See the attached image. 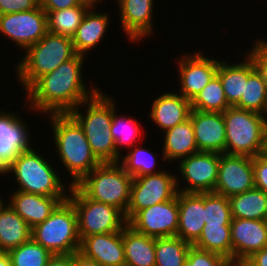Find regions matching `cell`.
I'll list each match as a JSON object with an SVG mask.
<instances>
[{"label":"cell","instance_id":"cell-48","mask_svg":"<svg viewBox=\"0 0 267 266\" xmlns=\"http://www.w3.org/2000/svg\"><path fill=\"white\" fill-rule=\"evenodd\" d=\"M261 155L264 156L267 159V131L264 137V142H263V148H262V152Z\"/></svg>","mask_w":267,"mask_h":266},{"label":"cell","instance_id":"cell-45","mask_svg":"<svg viewBox=\"0 0 267 266\" xmlns=\"http://www.w3.org/2000/svg\"><path fill=\"white\" fill-rule=\"evenodd\" d=\"M46 266H73L72 255H53Z\"/></svg>","mask_w":267,"mask_h":266},{"label":"cell","instance_id":"cell-24","mask_svg":"<svg viewBox=\"0 0 267 266\" xmlns=\"http://www.w3.org/2000/svg\"><path fill=\"white\" fill-rule=\"evenodd\" d=\"M257 67V61L250 52L242 63L228 64L226 60L219 61L216 75L220 78L230 107L240 101L241 95H244V80H247Z\"/></svg>","mask_w":267,"mask_h":266},{"label":"cell","instance_id":"cell-46","mask_svg":"<svg viewBox=\"0 0 267 266\" xmlns=\"http://www.w3.org/2000/svg\"><path fill=\"white\" fill-rule=\"evenodd\" d=\"M73 266H101L97 261L85 257L79 251L73 253Z\"/></svg>","mask_w":267,"mask_h":266},{"label":"cell","instance_id":"cell-36","mask_svg":"<svg viewBox=\"0 0 267 266\" xmlns=\"http://www.w3.org/2000/svg\"><path fill=\"white\" fill-rule=\"evenodd\" d=\"M11 266H46L53 256L33 238L7 252Z\"/></svg>","mask_w":267,"mask_h":266},{"label":"cell","instance_id":"cell-38","mask_svg":"<svg viewBox=\"0 0 267 266\" xmlns=\"http://www.w3.org/2000/svg\"><path fill=\"white\" fill-rule=\"evenodd\" d=\"M205 223L231 225L232 215L228 197L215 192H204Z\"/></svg>","mask_w":267,"mask_h":266},{"label":"cell","instance_id":"cell-27","mask_svg":"<svg viewBox=\"0 0 267 266\" xmlns=\"http://www.w3.org/2000/svg\"><path fill=\"white\" fill-rule=\"evenodd\" d=\"M125 266H155V238L135 231L128 224L122 229Z\"/></svg>","mask_w":267,"mask_h":266},{"label":"cell","instance_id":"cell-2","mask_svg":"<svg viewBox=\"0 0 267 266\" xmlns=\"http://www.w3.org/2000/svg\"><path fill=\"white\" fill-rule=\"evenodd\" d=\"M49 117L56 150L72 178L69 184L76 185L101 162L92 153L82 127L69 113H51Z\"/></svg>","mask_w":267,"mask_h":266},{"label":"cell","instance_id":"cell-6","mask_svg":"<svg viewBox=\"0 0 267 266\" xmlns=\"http://www.w3.org/2000/svg\"><path fill=\"white\" fill-rule=\"evenodd\" d=\"M32 238L53 255L79 251L78 218L72 202L62 201L43 223L32 228Z\"/></svg>","mask_w":267,"mask_h":266},{"label":"cell","instance_id":"cell-30","mask_svg":"<svg viewBox=\"0 0 267 266\" xmlns=\"http://www.w3.org/2000/svg\"><path fill=\"white\" fill-rule=\"evenodd\" d=\"M234 107L267 116V80L259 66L244 80V95Z\"/></svg>","mask_w":267,"mask_h":266},{"label":"cell","instance_id":"cell-25","mask_svg":"<svg viewBox=\"0 0 267 266\" xmlns=\"http://www.w3.org/2000/svg\"><path fill=\"white\" fill-rule=\"evenodd\" d=\"M91 7L74 36L71 38L75 52L87 58V52L91 51L103 39L110 22L108 13H101ZM86 52V53H85Z\"/></svg>","mask_w":267,"mask_h":266},{"label":"cell","instance_id":"cell-15","mask_svg":"<svg viewBox=\"0 0 267 266\" xmlns=\"http://www.w3.org/2000/svg\"><path fill=\"white\" fill-rule=\"evenodd\" d=\"M178 61L180 92L184 98L192 101L196 95L216 75L219 61L208 58L200 52L181 56Z\"/></svg>","mask_w":267,"mask_h":266},{"label":"cell","instance_id":"cell-40","mask_svg":"<svg viewBox=\"0 0 267 266\" xmlns=\"http://www.w3.org/2000/svg\"><path fill=\"white\" fill-rule=\"evenodd\" d=\"M38 6V0H0V15L28 11Z\"/></svg>","mask_w":267,"mask_h":266},{"label":"cell","instance_id":"cell-20","mask_svg":"<svg viewBox=\"0 0 267 266\" xmlns=\"http://www.w3.org/2000/svg\"><path fill=\"white\" fill-rule=\"evenodd\" d=\"M79 252L101 266H125L122 230L84 237Z\"/></svg>","mask_w":267,"mask_h":266},{"label":"cell","instance_id":"cell-7","mask_svg":"<svg viewBox=\"0 0 267 266\" xmlns=\"http://www.w3.org/2000/svg\"><path fill=\"white\" fill-rule=\"evenodd\" d=\"M132 179L119 163H101L75 186L87 198L113 205L126 214Z\"/></svg>","mask_w":267,"mask_h":266},{"label":"cell","instance_id":"cell-50","mask_svg":"<svg viewBox=\"0 0 267 266\" xmlns=\"http://www.w3.org/2000/svg\"><path fill=\"white\" fill-rule=\"evenodd\" d=\"M235 266H252L247 260H242L234 263Z\"/></svg>","mask_w":267,"mask_h":266},{"label":"cell","instance_id":"cell-33","mask_svg":"<svg viewBox=\"0 0 267 266\" xmlns=\"http://www.w3.org/2000/svg\"><path fill=\"white\" fill-rule=\"evenodd\" d=\"M191 246L177 236L155 238V266H183Z\"/></svg>","mask_w":267,"mask_h":266},{"label":"cell","instance_id":"cell-3","mask_svg":"<svg viewBox=\"0 0 267 266\" xmlns=\"http://www.w3.org/2000/svg\"><path fill=\"white\" fill-rule=\"evenodd\" d=\"M101 91L102 89H99L69 114L82 127L92 153L101 163H119L121 156L115 150V141L109 129L112 124V114L116 111L115 98H109ZM83 106H87L85 114L79 109Z\"/></svg>","mask_w":267,"mask_h":266},{"label":"cell","instance_id":"cell-41","mask_svg":"<svg viewBox=\"0 0 267 266\" xmlns=\"http://www.w3.org/2000/svg\"><path fill=\"white\" fill-rule=\"evenodd\" d=\"M255 188L267 194V159L261 154L253 157Z\"/></svg>","mask_w":267,"mask_h":266},{"label":"cell","instance_id":"cell-31","mask_svg":"<svg viewBox=\"0 0 267 266\" xmlns=\"http://www.w3.org/2000/svg\"><path fill=\"white\" fill-rule=\"evenodd\" d=\"M90 8V5L81 3L68 9L45 11L48 32L72 38Z\"/></svg>","mask_w":267,"mask_h":266},{"label":"cell","instance_id":"cell-8","mask_svg":"<svg viewBox=\"0 0 267 266\" xmlns=\"http://www.w3.org/2000/svg\"><path fill=\"white\" fill-rule=\"evenodd\" d=\"M226 145L225 153L254 157L262 152L267 131V116L229 107L223 112Z\"/></svg>","mask_w":267,"mask_h":266},{"label":"cell","instance_id":"cell-34","mask_svg":"<svg viewBox=\"0 0 267 266\" xmlns=\"http://www.w3.org/2000/svg\"><path fill=\"white\" fill-rule=\"evenodd\" d=\"M191 107L197 111L218 113H223L230 107L217 75L191 101Z\"/></svg>","mask_w":267,"mask_h":266},{"label":"cell","instance_id":"cell-44","mask_svg":"<svg viewBox=\"0 0 267 266\" xmlns=\"http://www.w3.org/2000/svg\"><path fill=\"white\" fill-rule=\"evenodd\" d=\"M252 266H267V247L254 252L246 259Z\"/></svg>","mask_w":267,"mask_h":266},{"label":"cell","instance_id":"cell-42","mask_svg":"<svg viewBox=\"0 0 267 266\" xmlns=\"http://www.w3.org/2000/svg\"><path fill=\"white\" fill-rule=\"evenodd\" d=\"M256 43L250 53L253 55L259 68L264 72L267 80V40L256 39Z\"/></svg>","mask_w":267,"mask_h":266},{"label":"cell","instance_id":"cell-18","mask_svg":"<svg viewBox=\"0 0 267 266\" xmlns=\"http://www.w3.org/2000/svg\"><path fill=\"white\" fill-rule=\"evenodd\" d=\"M199 152L225 153L226 131L223 113L192 109L190 113Z\"/></svg>","mask_w":267,"mask_h":266},{"label":"cell","instance_id":"cell-4","mask_svg":"<svg viewBox=\"0 0 267 266\" xmlns=\"http://www.w3.org/2000/svg\"><path fill=\"white\" fill-rule=\"evenodd\" d=\"M24 52L16 66V76L24 91L38 78L54 71L77 54L71 38L50 32Z\"/></svg>","mask_w":267,"mask_h":266},{"label":"cell","instance_id":"cell-13","mask_svg":"<svg viewBox=\"0 0 267 266\" xmlns=\"http://www.w3.org/2000/svg\"><path fill=\"white\" fill-rule=\"evenodd\" d=\"M178 193L166 202L138 211L127 224L135 231L154 238L173 237L178 229Z\"/></svg>","mask_w":267,"mask_h":266},{"label":"cell","instance_id":"cell-37","mask_svg":"<svg viewBox=\"0 0 267 266\" xmlns=\"http://www.w3.org/2000/svg\"><path fill=\"white\" fill-rule=\"evenodd\" d=\"M142 126L139 125V121L126 116H118L117 111L112 114V124L110 126V132L112 133L115 141V150L121 155L119 147H129L131 149L137 143L139 134H141Z\"/></svg>","mask_w":267,"mask_h":266},{"label":"cell","instance_id":"cell-12","mask_svg":"<svg viewBox=\"0 0 267 266\" xmlns=\"http://www.w3.org/2000/svg\"><path fill=\"white\" fill-rule=\"evenodd\" d=\"M220 154L215 152H198L181 159L178 163L179 172L185 183V188L177 189L184 193L213 192L219 168Z\"/></svg>","mask_w":267,"mask_h":266},{"label":"cell","instance_id":"cell-5","mask_svg":"<svg viewBox=\"0 0 267 266\" xmlns=\"http://www.w3.org/2000/svg\"><path fill=\"white\" fill-rule=\"evenodd\" d=\"M34 148L21 152L13 163L3 172L14 174L19 188L17 190L48 197H68L71 185L62 182L60 173ZM51 164V165H50ZM59 174V175H58ZM65 188H68L67 191Z\"/></svg>","mask_w":267,"mask_h":266},{"label":"cell","instance_id":"cell-19","mask_svg":"<svg viewBox=\"0 0 267 266\" xmlns=\"http://www.w3.org/2000/svg\"><path fill=\"white\" fill-rule=\"evenodd\" d=\"M123 31L134 43L153 35L154 0H116Z\"/></svg>","mask_w":267,"mask_h":266},{"label":"cell","instance_id":"cell-17","mask_svg":"<svg viewBox=\"0 0 267 266\" xmlns=\"http://www.w3.org/2000/svg\"><path fill=\"white\" fill-rule=\"evenodd\" d=\"M233 264L267 247V220L232 218Z\"/></svg>","mask_w":267,"mask_h":266},{"label":"cell","instance_id":"cell-39","mask_svg":"<svg viewBox=\"0 0 267 266\" xmlns=\"http://www.w3.org/2000/svg\"><path fill=\"white\" fill-rule=\"evenodd\" d=\"M226 257L191 246L183 266H231Z\"/></svg>","mask_w":267,"mask_h":266},{"label":"cell","instance_id":"cell-1","mask_svg":"<svg viewBox=\"0 0 267 266\" xmlns=\"http://www.w3.org/2000/svg\"><path fill=\"white\" fill-rule=\"evenodd\" d=\"M85 56L76 54L38 78L25 92L28 107L42 114L69 113L100 88L88 89L81 73ZM89 90V91H88Z\"/></svg>","mask_w":267,"mask_h":266},{"label":"cell","instance_id":"cell-47","mask_svg":"<svg viewBox=\"0 0 267 266\" xmlns=\"http://www.w3.org/2000/svg\"><path fill=\"white\" fill-rule=\"evenodd\" d=\"M0 266H11V261L7 252L0 251Z\"/></svg>","mask_w":267,"mask_h":266},{"label":"cell","instance_id":"cell-9","mask_svg":"<svg viewBox=\"0 0 267 266\" xmlns=\"http://www.w3.org/2000/svg\"><path fill=\"white\" fill-rule=\"evenodd\" d=\"M68 192V199L77 212L80 240L95 234L121 231L127 225L125 214L115 206L87 198L75 185Z\"/></svg>","mask_w":267,"mask_h":266},{"label":"cell","instance_id":"cell-49","mask_svg":"<svg viewBox=\"0 0 267 266\" xmlns=\"http://www.w3.org/2000/svg\"><path fill=\"white\" fill-rule=\"evenodd\" d=\"M101 0H81L82 3H85V4H88L90 5L91 7H96L95 4H99ZM103 1V0H102Z\"/></svg>","mask_w":267,"mask_h":266},{"label":"cell","instance_id":"cell-29","mask_svg":"<svg viewBox=\"0 0 267 266\" xmlns=\"http://www.w3.org/2000/svg\"><path fill=\"white\" fill-rule=\"evenodd\" d=\"M232 218L267 220V194L258 188L229 197Z\"/></svg>","mask_w":267,"mask_h":266},{"label":"cell","instance_id":"cell-11","mask_svg":"<svg viewBox=\"0 0 267 266\" xmlns=\"http://www.w3.org/2000/svg\"><path fill=\"white\" fill-rule=\"evenodd\" d=\"M48 32L47 14L39 5L35 9L0 15V34L26 50Z\"/></svg>","mask_w":267,"mask_h":266},{"label":"cell","instance_id":"cell-23","mask_svg":"<svg viewBox=\"0 0 267 266\" xmlns=\"http://www.w3.org/2000/svg\"><path fill=\"white\" fill-rule=\"evenodd\" d=\"M152 103L148 116L164 131L189 119L192 110L191 101L177 92H165Z\"/></svg>","mask_w":267,"mask_h":266},{"label":"cell","instance_id":"cell-26","mask_svg":"<svg viewBox=\"0 0 267 266\" xmlns=\"http://www.w3.org/2000/svg\"><path fill=\"white\" fill-rule=\"evenodd\" d=\"M163 133V161H178L199 152L190 118Z\"/></svg>","mask_w":267,"mask_h":266},{"label":"cell","instance_id":"cell-32","mask_svg":"<svg viewBox=\"0 0 267 266\" xmlns=\"http://www.w3.org/2000/svg\"><path fill=\"white\" fill-rule=\"evenodd\" d=\"M193 246L226 257L233 264V248L230 225H208L205 223L199 239Z\"/></svg>","mask_w":267,"mask_h":266},{"label":"cell","instance_id":"cell-10","mask_svg":"<svg viewBox=\"0 0 267 266\" xmlns=\"http://www.w3.org/2000/svg\"><path fill=\"white\" fill-rule=\"evenodd\" d=\"M178 193L177 175L167 170L132 179L130 201L126 210L127 222L140 210L173 199Z\"/></svg>","mask_w":267,"mask_h":266},{"label":"cell","instance_id":"cell-14","mask_svg":"<svg viewBox=\"0 0 267 266\" xmlns=\"http://www.w3.org/2000/svg\"><path fill=\"white\" fill-rule=\"evenodd\" d=\"M255 188L253 158L222 153L215 193L230 197Z\"/></svg>","mask_w":267,"mask_h":266},{"label":"cell","instance_id":"cell-28","mask_svg":"<svg viewBox=\"0 0 267 266\" xmlns=\"http://www.w3.org/2000/svg\"><path fill=\"white\" fill-rule=\"evenodd\" d=\"M32 238V228L7 203L0 213V251L8 252Z\"/></svg>","mask_w":267,"mask_h":266},{"label":"cell","instance_id":"cell-43","mask_svg":"<svg viewBox=\"0 0 267 266\" xmlns=\"http://www.w3.org/2000/svg\"><path fill=\"white\" fill-rule=\"evenodd\" d=\"M44 11H57L80 5L81 0H38Z\"/></svg>","mask_w":267,"mask_h":266},{"label":"cell","instance_id":"cell-16","mask_svg":"<svg viewBox=\"0 0 267 266\" xmlns=\"http://www.w3.org/2000/svg\"><path fill=\"white\" fill-rule=\"evenodd\" d=\"M20 113L4 112L0 109V172H3L13 163L15 158L24 151L30 150V134L28 126Z\"/></svg>","mask_w":267,"mask_h":266},{"label":"cell","instance_id":"cell-35","mask_svg":"<svg viewBox=\"0 0 267 266\" xmlns=\"http://www.w3.org/2000/svg\"><path fill=\"white\" fill-rule=\"evenodd\" d=\"M132 147L125 157L121 156L119 164L133 178L148 174H157L164 170H155L156 157L146 147ZM147 149V150H146Z\"/></svg>","mask_w":267,"mask_h":266},{"label":"cell","instance_id":"cell-51","mask_svg":"<svg viewBox=\"0 0 267 266\" xmlns=\"http://www.w3.org/2000/svg\"><path fill=\"white\" fill-rule=\"evenodd\" d=\"M5 201L2 200V198L0 197V213L5 209V204H4Z\"/></svg>","mask_w":267,"mask_h":266},{"label":"cell","instance_id":"cell-21","mask_svg":"<svg viewBox=\"0 0 267 266\" xmlns=\"http://www.w3.org/2000/svg\"><path fill=\"white\" fill-rule=\"evenodd\" d=\"M177 237L193 245L205 225L204 192L184 193L178 191Z\"/></svg>","mask_w":267,"mask_h":266},{"label":"cell","instance_id":"cell-22","mask_svg":"<svg viewBox=\"0 0 267 266\" xmlns=\"http://www.w3.org/2000/svg\"><path fill=\"white\" fill-rule=\"evenodd\" d=\"M8 204L31 227L43 223L68 197H48L15 190Z\"/></svg>","mask_w":267,"mask_h":266}]
</instances>
